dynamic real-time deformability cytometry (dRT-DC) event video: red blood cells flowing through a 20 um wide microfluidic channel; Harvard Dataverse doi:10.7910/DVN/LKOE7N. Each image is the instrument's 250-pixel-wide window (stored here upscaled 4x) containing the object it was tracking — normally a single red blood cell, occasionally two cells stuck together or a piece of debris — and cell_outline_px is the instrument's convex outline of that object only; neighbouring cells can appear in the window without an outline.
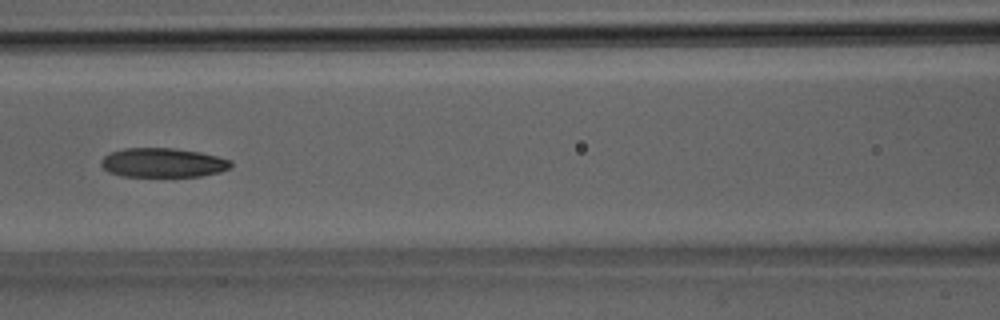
{"species": "Egyptian fruit bat (a non-hibernating species)", "species_latin": "Rousettus aegyptiacus", "temperature_condition": "room temperature", "stored_images_in_passage": 38, "camera_frame_rate_fps": 3000, "um_per_image_px": 0.085, "animal": {"sex": "male"}, "frame": {"image": 1, "passage_image": 17, "time_ms": 5.333, "image_size_px": [1000, 320], "cell_outline_px": [[232, 164], [228, 168], [220, 172], [200, 176], [120, 176], [108, 172], [100, 164], [100, 160], [104, 156], [112, 152], [124, 148], [176, 148], [200, 152], [232, 160]], "centroid_in_image_um": [13.83, 13.82], "position_along_channel_um": 152.8, "area_um2": 22.14}}
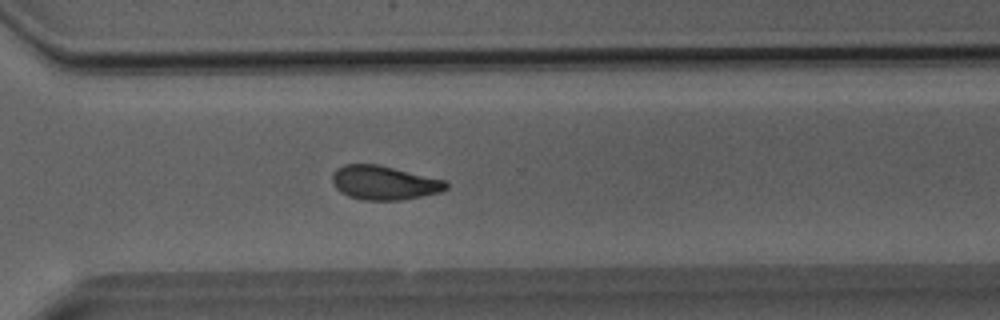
{"frame": {"image": 2, "passage_image": 27, "time_ms": 8.667, "image_size_px": [1000, 320], "cell_outline_px": [[448, 188], [440, 192], [400, 200], [364, 200], [348, 196], [340, 192], [332, 184], [332, 172], [336, 168], [344, 164], [380, 164], [444, 180], [448, 184]], "centroid_in_image_um": [32.6, 15.52], "position_along_channel_um": 338.0, "area_um2": 22.66}}
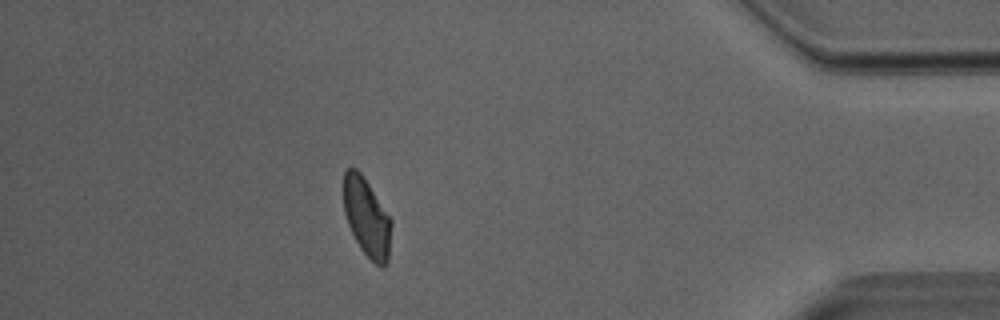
{"frame": {"image": 3, "passage_image": 33, "time_ms": 10.667, "image_size_px": [1000, 320], "cell_outline_px": [[392, 224], [388, 264], [376, 264], [360, 248], [348, 224], [344, 212], [344, 172], [348, 168], [356, 168], [360, 172], [392, 220]], "centroid_in_image_um": [31.18, 18.48], "position_along_channel_um": 404.0, "area_um2": 21.44}}